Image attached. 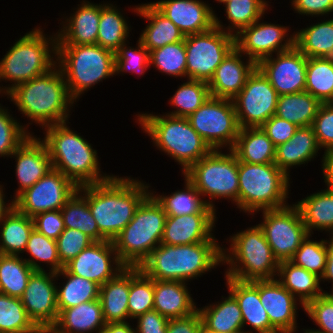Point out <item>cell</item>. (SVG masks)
<instances>
[{"instance_id":"9f6ffc18","label":"cell","mask_w":333,"mask_h":333,"mask_svg":"<svg viewBox=\"0 0 333 333\" xmlns=\"http://www.w3.org/2000/svg\"><path fill=\"white\" fill-rule=\"evenodd\" d=\"M303 310L319 329L302 328V333H333L332 293L324 292L321 296L309 301Z\"/></svg>"},{"instance_id":"3957f363","label":"cell","mask_w":333,"mask_h":333,"mask_svg":"<svg viewBox=\"0 0 333 333\" xmlns=\"http://www.w3.org/2000/svg\"><path fill=\"white\" fill-rule=\"evenodd\" d=\"M68 123L66 121L42 128L45 136L40 140L47 147L52 168L62 172L77 187L110 179L113 174L103 173L100 169L97 150L84 136L70 129Z\"/></svg>"},{"instance_id":"ab89813d","label":"cell","mask_w":333,"mask_h":333,"mask_svg":"<svg viewBox=\"0 0 333 333\" xmlns=\"http://www.w3.org/2000/svg\"><path fill=\"white\" fill-rule=\"evenodd\" d=\"M60 277L64 279V282L60 286L56 285L59 313L63 309L99 299L100 286L97 283L81 276H75L69 273L65 268L56 273L58 280Z\"/></svg>"},{"instance_id":"f546056e","label":"cell","mask_w":333,"mask_h":333,"mask_svg":"<svg viewBox=\"0 0 333 333\" xmlns=\"http://www.w3.org/2000/svg\"><path fill=\"white\" fill-rule=\"evenodd\" d=\"M132 11L147 20V23L149 21L138 38L149 52L167 44L184 40L185 35L179 28L161 14L150 2L135 5Z\"/></svg>"},{"instance_id":"1f68e13d","label":"cell","mask_w":333,"mask_h":333,"mask_svg":"<svg viewBox=\"0 0 333 333\" xmlns=\"http://www.w3.org/2000/svg\"><path fill=\"white\" fill-rule=\"evenodd\" d=\"M130 267H125L114 278L100 286L99 301L106 323L128 322Z\"/></svg>"},{"instance_id":"94428289","label":"cell","mask_w":333,"mask_h":333,"mask_svg":"<svg viewBox=\"0 0 333 333\" xmlns=\"http://www.w3.org/2000/svg\"><path fill=\"white\" fill-rule=\"evenodd\" d=\"M261 128L277 147L289 141L299 127L294 123L274 115L267 120Z\"/></svg>"},{"instance_id":"60d3db41","label":"cell","mask_w":333,"mask_h":333,"mask_svg":"<svg viewBox=\"0 0 333 333\" xmlns=\"http://www.w3.org/2000/svg\"><path fill=\"white\" fill-rule=\"evenodd\" d=\"M323 103L306 91L281 95L275 116L294 123L298 127L312 126Z\"/></svg>"},{"instance_id":"816d5d0a","label":"cell","mask_w":333,"mask_h":333,"mask_svg":"<svg viewBox=\"0 0 333 333\" xmlns=\"http://www.w3.org/2000/svg\"><path fill=\"white\" fill-rule=\"evenodd\" d=\"M150 66L160 73L170 77L186 78V49L185 38L173 44H167L163 47L154 49L149 52Z\"/></svg>"},{"instance_id":"8fae6325","label":"cell","mask_w":333,"mask_h":333,"mask_svg":"<svg viewBox=\"0 0 333 333\" xmlns=\"http://www.w3.org/2000/svg\"><path fill=\"white\" fill-rule=\"evenodd\" d=\"M223 153L212 149L206 156L192 164L182 175L203 196L205 202L216 210L213 200H231L238 208V159L234 152Z\"/></svg>"},{"instance_id":"03108f58","label":"cell","mask_w":333,"mask_h":333,"mask_svg":"<svg viewBox=\"0 0 333 333\" xmlns=\"http://www.w3.org/2000/svg\"><path fill=\"white\" fill-rule=\"evenodd\" d=\"M321 168L326 189L333 191V150L325 151L321 158Z\"/></svg>"},{"instance_id":"6da1fadb","label":"cell","mask_w":333,"mask_h":333,"mask_svg":"<svg viewBox=\"0 0 333 333\" xmlns=\"http://www.w3.org/2000/svg\"><path fill=\"white\" fill-rule=\"evenodd\" d=\"M150 187L141 179L113 175L104 182L78 187L77 191L87 200L100 234L113 241L133 219Z\"/></svg>"},{"instance_id":"6125c7cd","label":"cell","mask_w":333,"mask_h":333,"mask_svg":"<svg viewBox=\"0 0 333 333\" xmlns=\"http://www.w3.org/2000/svg\"><path fill=\"white\" fill-rule=\"evenodd\" d=\"M294 13L311 17H327L333 12V0H290ZM327 14V15H326Z\"/></svg>"},{"instance_id":"34e18365","label":"cell","mask_w":333,"mask_h":333,"mask_svg":"<svg viewBox=\"0 0 333 333\" xmlns=\"http://www.w3.org/2000/svg\"><path fill=\"white\" fill-rule=\"evenodd\" d=\"M201 333H213V332L206 331L204 328H202Z\"/></svg>"},{"instance_id":"681fc988","label":"cell","mask_w":333,"mask_h":333,"mask_svg":"<svg viewBox=\"0 0 333 333\" xmlns=\"http://www.w3.org/2000/svg\"><path fill=\"white\" fill-rule=\"evenodd\" d=\"M154 305V279L148 277L140 267H130V291L128 311L130 320L152 311Z\"/></svg>"},{"instance_id":"f1b7e54d","label":"cell","mask_w":333,"mask_h":333,"mask_svg":"<svg viewBox=\"0 0 333 333\" xmlns=\"http://www.w3.org/2000/svg\"><path fill=\"white\" fill-rule=\"evenodd\" d=\"M320 146L312 126L299 127L292 138L276 147L274 163L290 178V169L318 157Z\"/></svg>"},{"instance_id":"e0dca14e","label":"cell","mask_w":333,"mask_h":333,"mask_svg":"<svg viewBox=\"0 0 333 333\" xmlns=\"http://www.w3.org/2000/svg\"><path fill=\"white\" fill-rule=\"evenodd\" d=\"M264 16L235 36V47L256 65L263 59L291 49L294 32L289 27L263 22ZM262 20V22H261ZM290 34V35H289Z\"/></svg>"},{"instance_id":"680465c9","label":"cell","mask_w":333,"mask_h":333,"mask_svg":"<svg viewBox=\"0 0 333 333\" xmlns=\"http://www.w3.org/2000/svg\"><path fill=\"white\" fill-rule=\"evenodd\" d=\"M322 150H333V102L323 103L312 125Z\"/></svg>"},{"instance_id":"52a82bcc","label":"cell","mask_w":333,"mask_h":333,"mask_svg":"<svg viewBox=\"0 0 333 333\" xmlns=\"http://www.w3.org/2000/svg\"><path fill=\"white\" fill-rule=\"evenodd\" d=\"M230 246L222 247V264L228 266L224 277L239 281L275 279L279 261L274 257L258 224L232 233Z\"/></svg>"},{"instance_id":"a7ac6f4b","label":"cell","mask_w":333,"mask_h":333,"mask_svg":"<svg viewBox=\"0 0 333 333\" xmlns=\"http://www.w3.org/2000/svg\"><path fill=\"white\" fill-rule=\"evenodd\" d=\"M102 333H136L134 324L129 322L106 323Z\"/></svg>"},{"instance_id":"9a60e30c","label":"cell","mask_w":333,"mask_h":333,"mask_svg":"<svg viewBox=\"0 0 333 333\" xmlns=\"http://www.w3.org/2000/svg\"><path fill=\"white\" fill-rule=\"evenodd\" d=\"M279 95L256 67L232 99L240 128L261 127L275 115Z\"/></svg>"},{"instance_id":"2644e50d","label":"cell","mask_w":333,"mask_h":333,"mask_svg":"<svg viewBox=\"0 0 333 333\" xmlns=\"http://www.w3.org/2000/svg\"><path fill=\"white\" fill-rule=\"evenodd\" d=\"M38 333H59V332L53 327H46V328H39Z\"/></svg>"},{"instance_id":"83f0119b","label":"cell","mask_w":333,"mask_h":333,"mask_svg":"<svg viewBox=\"0 0 333 333\" xmlns=\"http://www.w3.org/2000/svg\"><path fill=\"white\" fill-rule=\"evenodd\" d=\"M187 285V282L154 279L153 310L168 319L195 313L198 308Z\"/></svg>"},{"instance_id":"603a6c76","label":"cell","mask_w":333,"mask_h":333,"mask_svg":"<svg viewBox=\"0 0 333 333\" xmlns=\"http://www.w3.org/2000/svg\"><path fill=\"white\" fill-rule=\"evenodd\" d=\"M15 159V176L18 181L13 199L25 189L32 187L52 169L46 145L31 134L10 156Z\"/></svg>"},{"instance_id":"7a4b0ae2","label":"cell","mask_w":333,"mask_h":333,"mask_svg":"<svg viewBox=\"0 0 333 333\" xmlns=\"http://www.w3.org/2000/svg\"><path fill=\"white\" fill-rule=\"evenodd\" d=\"M5 96L18 107L20 114L40 128L62 123L70 118L75 101L71 98L63 72L56 64L48 72L19 84Z\"/></svg>"},{"instance_id":"e7e4bbea","label":"cell","mask_w":333,"mask_h":333,"mask_svg":"<svg viewBox=\"0 0 333 333\" xmlns=\"http://www.w3.org/2000/svg\"><path fill=\"white\" fill-rule=\"evenodd\" d=\"M202 328L201 315L197 310L186 317L169 319L167 333H201Z\"/></svg>"},{"instance_id":"7c38bea8","label":"cell","mask_w":333,"mask_h":333,"mask_svg":"<svg viewBox=\"0 0 333 333\" xmlns=\"http://www.w3.org/2000/svg\"><path fill=\"white\" fill-rule=\"evenodd\" d=\"M187 119L211 149L234 147L240 127L233 100L210 96Z\"/></svg>"},{"instance_id":"d6986e66","label":"cell","mask_w":333,"mask_h":333,"mask_svg":"<svg viewBox=\"0 0 333 333\" xmlns=\"http://www.w3.org/2000/svg\"><path fill=\"white\" fill-rule=\"evenodd\" d=\"M56 280V273L48 272V269L34 271L20 298L28 316L38 328L53 327L57 321L56 285L61 283Z\"/></svg>"},{"instance_id":"db71d44e","label":"cell","mask_w":333,"mask_h":333,"mask_svg":"<svg viewBox=\"0 0 333 333\" xmlns=\"http://www.w3.org/2000/svg\"><path fill=\"white\" fill-rule=\"evenodd\" d=\"M17 121L9 109L0 103V157H10L31 134H34Z\"/></svg>"},{"instance_id":"277c9868","label":"cell","mask_w":333,"mask_h":333,"mask_svg":"<svg viewBox=\"0 0 333 333\" xmlns=\"http://www.w3.org/2000/svg\"><path fill=\"white\" fill-rule=\"evenodd\" d=\"M217 241L207 240L188 245L159 244L140 265V269L155 280L189 283L223 266V246Z\"/></svg>"},{"instance_id":"f907efd6","label":"cell","mask_w":333,"mask_h":333,"mask_svg":"<svg viewBox=\"0 0 333 333\" xmlns=\"http://www.w3.org/2000/svg\"><path fill=\"white\" fill-rule=\"evenodd\" d=\"M21 299L0 293V333H38Z\"/></svg>"},{"instance_id":"74e56055","label":"cell","mask_w":333,"mask_h":333,"mask_svg":"<svg viewBox=\"0 0 333 333\" xmlns=\"http://www.w3.org/2000/svg\"><path fill=\"white\" fill-rule=\"evenodd\" d=\"M112 3L100 4V21L96 44L116 52L121 45L128 42L131 26L120 8Z\"/></svg>"},{"instance_id":"11a10c76","label":"cell","mask_w":333,"mask_h":333,"mask_svg":"<svg viewBox=\"0 0 333 333\" xmlns=\"http://www.w3.org/2000/svg\"><path fill=\"white\" fill-rule=\"evenodd\" d=\"M129 41L124 43L115 52V76L125 74V72L144 75L148 68L149 50L145 48L138 39L136 48L128 46Z\"/></svg>"},{"instance_id":"be15d7a7","label":"cell","mask_w":333,"mask_h":333,"mask_svg":"<svg viewBox=\"0 0 333 333\" xmlns=\"http://www.w3.org/2000/svg\"><path fill=\"white\" fill-rule=\"evenodd\" d=\"M136 333H167L168 318L152 310L135 318Z\"/></svg>"},{"instance_id":"91938a15","label":"cell","mask_w":333,"mask_h":333,"mask_svg":"<svg viewBox=\"0 0 333 333\" xmlns=\"http://www.w3.org/2000/svg\"><path fill=\"white\" fill-rule=\"evenodd\" d=\"M32 218L34 229L50 239L57 240L65 229L61 210L41 212Z\"/></svg>"},{"instance_id":"5bb4252c","label":"cell","mask_w":333,"mask_h":333,"mask_svg":"<svg viewBox=\"0 0 333 333\" xmlns=\"http://www.w3.org/2000/svg\"><path fill=\"white\" fill-rule=\"evenodd\" d=\"M262 221L258 223L270 245L274 257L289 261L302 242L309 235L299 209L288 204L278 209L261 211Z\"/></svg>"},{"instance_id":"ffe728a7","label":"cell","mask_w":333,"mask_h":333,"mask_svg":"<svg viewBox=\"0 0 333 333\" xmlns=\"http://www.w3.org/2000/svg\"><path fill=\"white\" fill-rule=\"evenodd\" d=\"M125 267L118 258L113 242L108 240L93 242L64 265L69 273L99 286L114 278Z\"/></svg>"},{"instance_id":"30bf717a","label":"cell","mask_w":333,"mask_h":333,"mask_svg":"<svg viewBox=\"0 0 333 333\" xmlns=\"http://www.w3.org/2000/svg\"><path fill=\"white\" fill-rule=\"evenodd\" d=\"M238 177L240 211L254 216L259 211L278 209L289 204L290 178L275 163L238 161Z\"/></svg>"},{"instance_id":"d6a6232c","label":"cell","mask_w":333,"mask_h":333,"mask_svg":"<svg viewBox=\"0 0 333 333\" xmlns=\"http://www.w3.org/2000/svg\"><path fill=\"white\" fill-rule=\"evenodd\" d=\"M300 211L308 233L313 230L329 233L333 237V191L329 189L318 190L300 201L294 203Z\"/></svg>"},{"instance_id":"753ad0ef","label":"cell","mask_w":333,"mask_h":333,"mask_svg":"<svg viewBox=\"0 0 333 333\" xmlns=\"http://www.w3.org/2000/svg\"><path fill=\"white\" fill-rule=\"evenodd\" d=\"M215 1L218 2L219 4L221 3V5L223 3V6H224V4H226V3H228V2H230L232 0H215Z\"/></svg>"},{"instance_id":"003e7915","label":"cell","mask_w":333,"mask_h":333,"mask_svg":"<svg viewBox=\"0 0 333 333\" xmlns=\"http://www.w3.org/2000/svg\"><path fill=\"white\" fill-rule=\"evenodd\" d=\"M326 251V269L324 275L321 277V281L332 282L331 291H329V293H331L333 292V237H329V240L326 238Z\"/></svg>"},{"instance_id":"f5cc1de1","label":"cell","mask_w":333,"mask_h":333,"mask_svg":"<svg viewBox=\"0 0 333 333\" xmlns=\"http://www.w3.org/2000/svg\"><path fill=\"white\" fill-rule=\"evenodd\" d=\"M310 238L312 235L309 234L289 261L321 278L326 269V240Z\"/></svg>"},{"instance_id":"484cf974","label":"cell","mask_w":333,"mask_h":333,"mask_svg":"<svg viewBox=\"0 0 333 333\" xmlns=\"http://www.w3.org/2000/svg\"><path fill=\"white\" fill-rule=\"evenodd\" d=\"M228 293L238 302L243 318V328L251 327V333H280L271 323L259 297V280L239 281L224 277ZM254 331V332H252Z\"/></svg>"},{"instance_id":"8d00e7d4","label":"cell","mask_w":333,"mask_h":333,"mask_svg":"<svg viewBox=\"0 0 333 333\" xmlns=\"http://www.w3.org/2000/svg\"><path fill=\"white\" fill-rule=\"evenodd\" d=\"M294 46L307 58L333 55V18L294 31Z\"/></svg>"},{"instance_id":"e575fe53","label":"cell","mask_w":333,"mask_h":333,"mask_svg":"<svg viewBox=\"0 0 333 333\" xmlns=\"http://www.w3.org/2000/svg\"><path fill=\"white\" fill-rule=\"evenodd\" d=\"M276 279L305 306L324 292L321 278L290 261L279 262Z\"/></svg>"},{"instance_id":"6f0895ef","label":"cell","mask_w":333,"mask_h":333,"mask_svg":"<svg viewBox=\"0 0 333 333\" xmlns=\"http://www.w3.org/2000/svg\"><path fill=\"white\" fill-rule=\"evenodd\" d=\"M56 242L59 259L65 265L94 241L78 229L65 228Z\"/></svg>"},{"instance_id":"bcb514c9","label":"cell","mask_w":333,"mask_h":333,"mask_svg":"<svg viewBox=\"0 0 333 333\" xmlns=\"http://www.w3.org/2000/svg\"><path fill=\"white\" fill-rule=\"evenodd\" d=\"M305 91L322 103L333 102V62L330 58H307Z\"/></svg>"},{"instance_id":"8992f818","label":"cell","mask_w":333,"mask_h":333,"mask_svg":"<svg viewBox=\"0 0 333 333\" xmlns=\"http://www.w3.org/2000/svg\"><path fill=\"white\" fill-rule=\"evenodd\" d=\"M136 117L155 147L182 167L181 174L212 150L187 118L143 112Z\"/></svg>"},{"instance_id":"ba28073f","label":"cell","mask_w":333,"mask_h":333,"mask_svg":"<svg viewBox=\"0 0 333 333\" xmlns=\"http://www.w3.org/2000/svg\"><path fill=\"white\" fill-rule=\"evenodd\" d=\"M167 214L149 193L137 207L133 219L112 241L119 260L127 267H140L161 244Z\"/></svg>"},{"instance_id":"2e32d148","label":"cell","mask_w":333,"mask_h":333,"mask_svg":"<svg viewBox=\"0 0 333 333\" xmlns=\"http://www.w3.org/2000/svg\"><path fill=\"white\" fill-rule=\"evenodd\" d=\"M77 190L78 187L68 177L52 168L14 199L15 208L29 217L41 212L61 210Z\"/></svg>"},{"instance_id":"8c879c8a","label":"cell","mask_w":333,"mask_h":333,"mask_svg":"<svg viewBox=\"0 0 333 333\" xmlns=\"http://www.w3.org/2000/svg\"><path fill=\"white\" fill-rule=\"evenodd\" d=\"M230 333H251L249 330H246L245 331V328H241L239 330H236V331H232Z\"/></svg>"},{"instance_id":"cb8c5ba5","label":"cell","mask_w":333,"mask_h":333,"mask_svg":"<svg viewBox=\"0 0 333 333\" xmlns=\"http://www.w3.org/2000/svg\"><path fill=\"white\" fill-rule=\"evenodd\" d=\"M216 213H193L167 216L161 244L188 245L217 240L212 233L216 227Z\"/></svg>"},{"instance_id":"7402d4cb","label":"cell","mask_w":333,"mask_h":333,"mask_svg":"<svg viewBox=\"0 0 333 333\" xmlns=\"http://www.w3.org/2000/svg\"><path fill=\"white\" fill-rule=\"evenodd\" d=\"M185 35L210 30L215 26V11L203 0H159L150 2Z\"/></svg>"},{"instance_id":"4dcf8cb0","label":"cell","mask_w":333,"mask_h":333,"mask_svg":"<svg viewBox=\"0 0 333 333\" xmlns=\"http://www.w3.org/2000/svg\"><path fill=\"white\" fill-rule=\"evenodd\" d=\"M106 322L99 299L63 309L53 326L59 333H102Z\"/></svg>"},{"instance_id":"5b68a950","label":"cell","mask_w":333,"mask_h":333,"mask_svg":"<svg viewBox=\"0 0 333 333\" xmlns=\"http://www.w3.org/2000/svg\"><path fill=\"white\" fill-rule=\"evenodd\" d=\"M52 34L48 36L43 28L36 26L9 47L0 61V82L9 81L12 84H6L3 88L0 86L2 95H6L15 86L48 72L56 65L57 33Z\"/></svg>"},{"instance_id":"4fadbf2b","label":"cell","mask_w":333,"mask_h":333,"mask_svg":"<svg viewBox=\"0 0 333 333\" xmlns=\"http://www.w3.org/2000/svg\"><path fill=\"white\" fill-rule=\"evenodd\" d=\"M235 48V36L214 26L185 36L186 77L209 82L226 56Z\"/></svg>"},{"instance_id":"7bdbcfd3","label":"cell","mask_w":333,"mask_h":333,"mask_svg":"<svg viewBox=\"0 0 333 333\" xmlns=\"http://www.w3.org/2000/svg\"><path fill=\"white\" fill-rule=\"evenodd\" d=\"M269 3L271 2L268 0H232L223 6L229 25H222V21L215 14V26L236 36L242 29L262 18L268 8H271Z\"/></svg>"},{"instance_id":"89a4df30","label":"cell","mask_w":333,"mask_h":333,"mask_svg":"<svg viewBox=\"0 0 333 333\" xmlns=\"http://www.w3.org/2000/svg\"><path fill=\"white\" fill-rule=\"evenodd\" d=\"M0 184V222L3 220V218L15 207L14 199H12L11 195V200L9 199L8 201L5 200V193L3 190L5 187ZM10 201V202H9ZM8 202V203H6Z\"/></svg>"},{"instance_id":"4316f807","label":"cell","mask_w":333,"mask_h":333,"mask_svg":"<svg viewBox=\"0 0 333 333\" xmlns=\"http://www.w3.org/2000/svg\"><path fill=\"white\" fill-rule=\"evenodd\" d=\"M83 1V2H82ZM76 11L63 17L57 33V45H94L100 21V3L82 0Z\"/></svg>"},{"instance_id":"9c48e42d","label":"cell","mask_w":333,"mask_h":333,"mask_svg":"<svg viewBox=\"0 0 333 333\" xmlns=\"http://www.w3.org/2000/svg\"><path fill=\"white\" fill-rule=\"evenodd\" d=\"M63 72L71 98L115 75V53L98 44L57 45V62Z\"/></svg>"},{"instance_id":"ac0fdd59","label":"cell","mask_w":333,"mask_h":333,"mask_svg":"<svg viewBox=\"0 0 333 333\" xmlns=\"http://www.w3.org/2000/svg\"><path fill=\"white\" fill-rule=\"evenodd\" d=\"M257 68L279 96L305 91L307 57L295 46L261 60Z\"/></svg>"},{"instance_id":"b9f144b4","label":"cell","mask_w":333,"mask_h":333,"mask_svg":"<svg viewBox=\"0 0 333 333\" xmlns=\"http://www.w3.org/2000/svg\"><path fill=\"white\" fill-rule=\"evenodd\" d=\"M184 180V189L171 192L170 195L163 193L158 195L156 191H152V188H150V193L161 204L167 216L216 213V210L206 204L204 198L186 177H184Z\"/></svg>"},{"instance_id":"d4e9b609","label":"cell","mask_w":333,"mask_h":333,"mask_svg":"<svg viewBox=\"0 0 333 333\" xmlns=\"http://www.w3.org/2000/svg\"><path fill=\"white\" fill-rule=\"evenodd\" d=\"M244 56L235 47L217 67L207 83L212 97L232 100L242 90L246 79L257 67L251 59Z\"/></svg>"},{"instance_id":"d590c367","label":"cell","mask_w":333,"mask_h":333,"mask_svg":"<svg viewBox=\"0 0 333 333\" xmlns=\"http://www.w3.org/2000/svg\"><path fill=\"white\" fill-rule=\"evenodd\" d=\"M203 328L213 333H230L243 328L241 309L236 299L229 293L227 297L213 304L198 307Z\"/></svg>"},{"instance_id":"7dc6e473","label":"cell","mask_w":333,"mask_h":333,"mask_svg":"<svg viewBox=\"0 0 333 333\" xmlns=\"http://www.w3.org/2000/svg\"><path fill=\"white\" fill-rule=\"evenodd\" d=\"M186 81L178 86L175 94L168 101L175 110L164 114L187 118L211 96L207 82L191 79Z\"/></svg>"},{"instance_id":"c3c4849f","label":"cell","mask_w":333,"mask_h":333,"mask_svg":"<svg viewBox=\"0 0 333 333\" xmlns=\"http://www.w3.org/2000/svg\"><path fill=\"white\" fill-rule=\"evenodd\" d=\"M30 255L23 258L35 271H45L41 262L47 264L50 272H59L64 268L58 256L57 242L33 229L24 253ZM49 265V266H48Z\"/></svg>"},{"instance_id":"f35d334b","label":"cell","mask_w":333,"mask_h":333,"mask_svg":"<svg viewBox=\"0 0 333 333\" xmlns=\"http://www.w3.org/2000/svg\"><path fill=\"white\" fill-rule=\"evenodd\" d=\"M0 254L21 255L34 229L33 218L15 207L0 222Z\"/></svg>"},{"instance_id":"f6af8a7d","label":"cell","mask_w":333,"mask_h":333,"mask_svg":"<svg viewBox=\"0 0 333 333\" xmlns=\"http://www.w3.org/2000/svg\"><path fill=\"white\" fill-rule=\"evenodd\" d=\"M65 228L78 229L94 242L105 241L91 214L87 200L76 191L61 208Z\"/></svg>"},{"instance_id":"836d02e7","label":"cell","mask_w":333,"mask_h":333,"mask_svg":"<svg viewBox=\"0 0 333 333\" xmlns=\"http://www.w3.org/2000/svg\"><path fill=\"white\" fill-rule=\"evenodd\" d=\"M238 161L250 164L274 163L276 146L261 127L240 128L231 149Z\"/></svg>"},{"instance_id":"44dd1931","label":"cell","mask_w":333,"mask_h":333,"mask_svg":"<svg viewBox=\"0 0 333 333\" xmlns=\"http://www.w3.org/2000/svg\"><path fill=\"white\" fill-rule=\"evenodd\" d=\"M259 297L270 323L280 333H298V307L304 306L276 278L259 280Z\"/></svg>"},{"instance_id":"ee69618b","label":"cell","mask_w":333,"mask_h":333,"mask_svg":"<svg viewBox=\"0 0 333 333\" xmlns=\"http://www.w3.org/2000/svg\"><path fill=\"white\" fill-rule=\"evenodd\" d=\"M34 271L22 255L0 254V293L21 298Z\"/></svg>"}]
</instances>
